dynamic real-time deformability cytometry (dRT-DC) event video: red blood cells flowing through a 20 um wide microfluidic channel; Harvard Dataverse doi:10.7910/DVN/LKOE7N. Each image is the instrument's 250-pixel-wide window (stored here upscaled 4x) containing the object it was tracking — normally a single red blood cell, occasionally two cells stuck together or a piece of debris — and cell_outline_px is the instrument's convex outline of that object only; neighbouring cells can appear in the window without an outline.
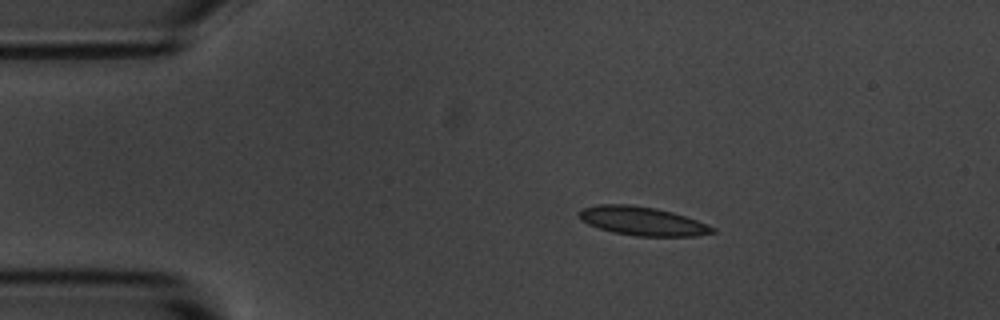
{"species": "common noctule bat (a hibernating species)", "species_latin": "Nyctalus noctula", "temperature_condition": "room temperature", "stored_images_in_passage": 8, "camera_frame_rate_fps": 3000, "um_per_image_px": 0.085, "animal": {"sex": "male", "body_mass_g": 20.1, "forearm_length_mm": 53.5}, "frame": {"image": 1, "passage_image": 1, "time_ms": 0.0, "image_size_px": [1000, 320], "cell_outline_px": [[716, 232], [696, 236], [636, 236], [612, 232], [588, 224], [580, 220], [576, 216], [576, 212], [580, 208], [596, 204], [632, 204], [656, 208], [672, 212], [696, 220], [716, 228]], "centroid_in_image_um": [54.53, 18.78], "position_along_channel_um": 30.5, "area_um2": 22.6}}